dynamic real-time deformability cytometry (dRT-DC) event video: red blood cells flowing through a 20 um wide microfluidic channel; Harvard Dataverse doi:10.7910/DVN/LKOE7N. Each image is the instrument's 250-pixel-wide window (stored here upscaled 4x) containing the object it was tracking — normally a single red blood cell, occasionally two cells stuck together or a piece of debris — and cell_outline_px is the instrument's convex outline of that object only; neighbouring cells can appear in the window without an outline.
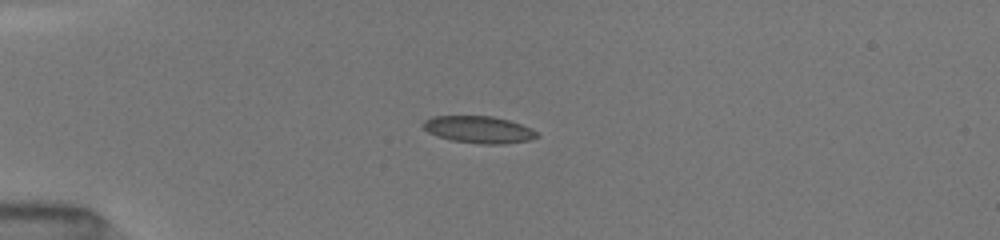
{"species": "common noctule bat (a hibernating species)", "species_latin": "Nyctalus noctula", "temperature_condition": "room temperature", "stored_images_in_passage": 46, "camera_frame_rate_fps": 3000, "um_per_image_px": 0.085, "animal": {"sex": "female", "body_mass_g": 19.5, "forearm_length_mm": 54.1}, "frame": {"image": 1, "passage_image": 20, "time_ms": 4.667, "image_size_px": [1000, 240], "cell_outline_px": [[540, 136], [528, 140], [504, 144], [480, 144], [452, 140], [436, 136], [428, 132], [420, 124], [424, 120], [432, 116], [492, 116], [508, 120], [532, 128]], "centroid_in_image_um": [40.67, 11.01], "position_along_channel_um": 44.3, "area_um2": 17.98}}
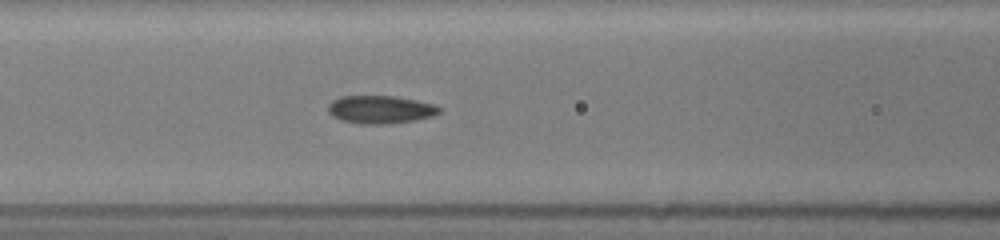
{"frame": {"image": 2, "passage_image": 28, "time_ms": 7.667, "image_size_px": [1000, 240], "cell_outline_px": [[440, 112], [432, 116], [416, 120], [388, 124], [360, 124], [340, 120], [332, 116], [328, 112], [328, 104], [332, 100], [340, 96], [396, 96], [416, 100], [432, 104], [440, 108]], "centroid_in_image_um": [32.29, 9.31], "position_along_channel_um": 134.3, "area_um2": 18.21}}
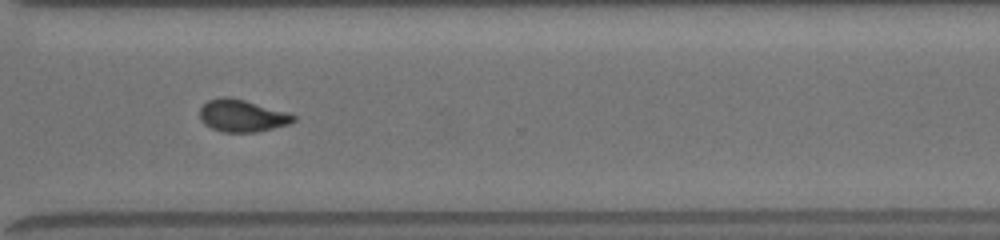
{"frame": {"image": 3, "passage_image": 45, "time_ms": 13.0, "image_size_px": [1000, 240], "cell_outline_px": [[296, 120], [288, 124], [256, 132], [224, 132], [212, 128], [204, 124], [200, 120], [200, 108], [208, 100], [224, 96], [228, 96], [244, 100], [288, 112], [296, 116]], "centroid_in_image_um": [20.56, 9.83], "position_along_channel_um": 350.0, "area_um2": 17.51}}